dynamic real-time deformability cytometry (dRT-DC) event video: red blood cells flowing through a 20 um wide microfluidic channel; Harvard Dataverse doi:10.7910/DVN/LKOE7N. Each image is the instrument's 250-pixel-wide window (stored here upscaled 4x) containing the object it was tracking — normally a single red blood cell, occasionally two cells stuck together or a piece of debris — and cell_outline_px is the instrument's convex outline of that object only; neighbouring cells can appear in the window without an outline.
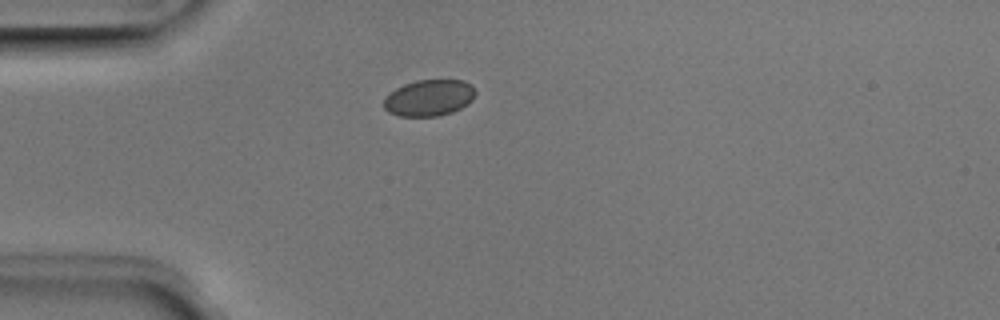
{"species": "Egyptian fruit bat (a non-hibernating species)", "species_latin": "Rousettus aegyptiacus", "temperature_condition": "room temperature", "stored_images_in_passage": 2, "camera_frame_rate_fps": 3000, "um_per_image_px": 0.085, "animal": {"sex": "male"}, "frame": {"image": 1, "passage_image": 1, "time_ms": 0.0, "image_size_px": [1000, 320], "cell_outline_px": [[476, 92], [472, 100], [468, 104], [452, 112], [436, 116], [400, 116], [388, 112], [384, 108], [384, 96], [396, 88], [404, 84], [416, 80], [464, 80], [472, 84]], "centroid_in_image_um": [36.47, 8.31], "position_along_channel_um": 48.5, "area_um2": 19.54}}